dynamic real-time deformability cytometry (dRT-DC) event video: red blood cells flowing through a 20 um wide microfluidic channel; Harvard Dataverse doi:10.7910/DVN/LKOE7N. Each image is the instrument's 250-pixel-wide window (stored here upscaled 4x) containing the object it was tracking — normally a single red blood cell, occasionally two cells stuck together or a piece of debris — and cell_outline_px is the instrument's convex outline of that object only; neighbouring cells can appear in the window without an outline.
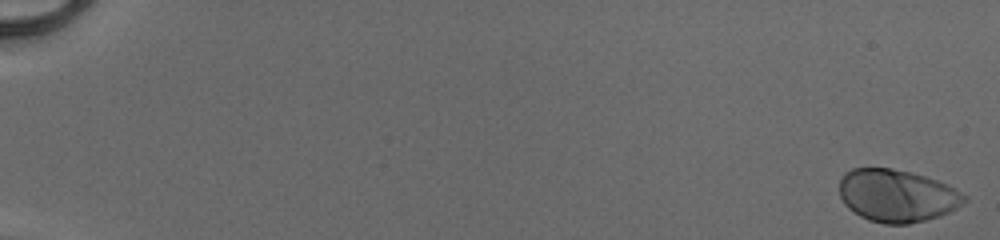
{"species": "human", "species_latin": "Homo sapiens", "temperature_condition": "cold", "stored_images_in_passage": 52, "camera_frame_rate_fps": 3000, "um_per_image_px": 0.085, "donor": {"sex": "male"}, "frame": {"image": 1, "passage_image": 1, "time_ms": 0.0, "image_size_px": [1000, 240], "cell_outline_px": [[968, 200], [956, 208], [940, 216], [908, 224], [884, 224], [868, 220], [860, 216], [848, 208], [844, 204], [840, 196], [840, 180], [844, 172], [852, 168], [892, 168], [924, 176], [948, 184], [968, 196]], "centroid_in_image_um": [76.24, 16.63], "position_along_channel_um": 8.8, "area_um2": 38.38}}
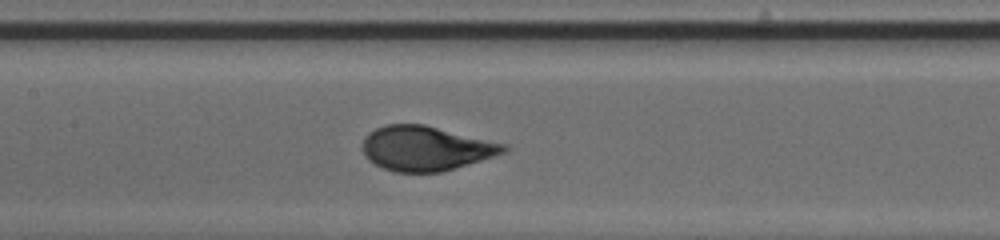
{"frame": {"image": 2, "passage_image": 28, "time_ms": 9.0, "image_size_px": [1000, 240], "cell_outline_px": [[508, 148], [504, 152], [480, 160], [440, 172], [396, 172], [384, 168], [368, 160], [364, 156], [364, 136], [368, 132], [384, 124], [424, 124], [508, 144]], "centroid_in_image_um": [36.17, 12.59], "position_along_channel_um": 171.2, "area_um2": 36.47}}
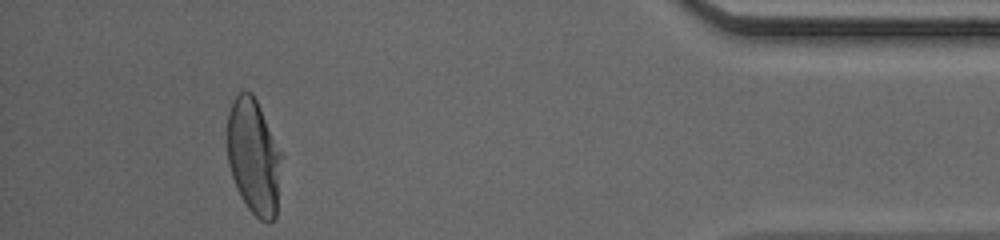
{"frame": {"image": 3, "passage_image": 49, "time_ms": 16.0, "image_size_px": [1000, 240], "cell_outline_px": [[284, 156], [276, 216], [268, 224], [260, 220], [248, 208], [240, 196], [236, 188], [228, 164], [228, 112], [232, 100], [240, 92], [252, 92]], "centroid_in_image_um": [21.6, 13.36], "position_along_channel_um": 413.6, "area_um2": 36.99}, "authors_computed_cell_mechanics": {"area_um2": 37.1365, "velocity_mm_per_s": 4.1221, "shape_relaxation_time_tau1_ms": 2.7778, "shape_relaxation_time_tau2_ms": null, "deformation_change_tau1": 0.1616, "deformation_change_tau2": null}}